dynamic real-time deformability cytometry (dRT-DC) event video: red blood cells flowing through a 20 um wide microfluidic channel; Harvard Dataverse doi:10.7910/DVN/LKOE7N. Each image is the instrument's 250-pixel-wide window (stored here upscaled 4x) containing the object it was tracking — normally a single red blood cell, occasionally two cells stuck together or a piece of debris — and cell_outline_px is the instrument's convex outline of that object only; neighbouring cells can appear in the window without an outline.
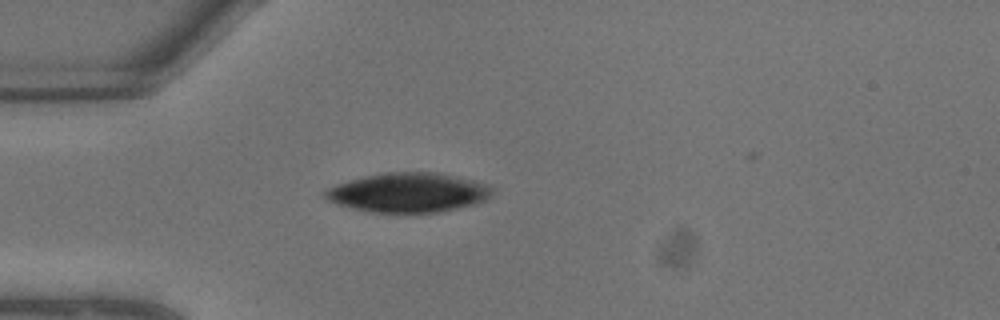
{"species": "common noctule bat (a hibernating species)", "species_latin": "Nyctalus noctula", "temperature_condition": "warm", "stored_images_in_passage": 3, "camera_frame_rate_fps": 3000, "um_per_image_px": 0.085, "animal": {"sex": "male", "body_mass_g": 13.3}, "frame": {"image": 1, "passage_image": 1, "time_ms": 0.0, "image_size_px": [1000, 320], "cell_outline_px": [[492, 196], [476, 204], [440, 212], [368, 212], [336, 204], [328, 200], [324, 196], [324, 192], [328, 188], [364, 176], [384, 172], [436, 172], [476, 180], [488, 184], [492, 188]], "centroid_in_image_um": [34.75, 16.36], "position_along_channel_um": 50.2, "area_um2": 38.38}}